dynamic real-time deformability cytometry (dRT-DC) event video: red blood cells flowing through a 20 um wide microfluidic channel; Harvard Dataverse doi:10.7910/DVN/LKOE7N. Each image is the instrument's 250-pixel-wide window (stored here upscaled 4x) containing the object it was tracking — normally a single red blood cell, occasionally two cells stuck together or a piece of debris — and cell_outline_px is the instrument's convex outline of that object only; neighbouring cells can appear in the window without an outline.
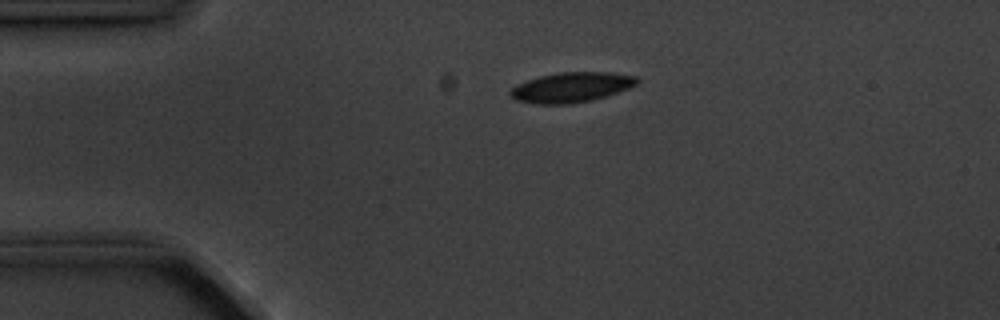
{"species": "common noctule bat (a hibernating species)", "species_latin": "Nyctalus noctula", "temperature_condition": "cold", "stored_images_in_passage": 2, "camera_frame_rate_fps": 3000, "um_per_image_px": 0.085, "animal": {"sex": "male", "body_mass_g": 20.1, "forearm_length_mm": 53.5}, "frame": {"image": 1, "passage_image": 2, "time_ms": 1.333, "image_size_px": [1000, 320], "cell_outline_px": [[640, 80], [636, 84], [628, 88], [592, 100], [564, 104], [536, 104], [516, 100], [508, 92], [516, 84], [540, 76], [560, 72], [612, 72], [636, 76]], "centroid_in_image_um": [48.55, 7.41], "position_along_channel_um": 36.4, "area_um2": 21.96}}